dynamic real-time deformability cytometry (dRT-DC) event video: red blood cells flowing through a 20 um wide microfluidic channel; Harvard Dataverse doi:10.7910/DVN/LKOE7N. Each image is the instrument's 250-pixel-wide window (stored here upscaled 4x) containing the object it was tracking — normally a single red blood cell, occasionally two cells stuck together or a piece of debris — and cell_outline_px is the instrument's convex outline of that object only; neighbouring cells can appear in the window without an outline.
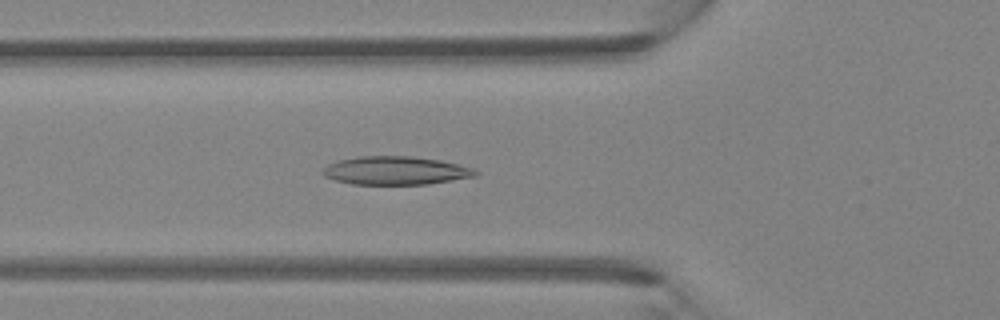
{"species": "Egyptian fruit bat (a non-hibernating species)", "species_latin": "Rousettus aegyptiacus", "temperature_condition": "room temperature", "stored_images_in_passage": 46, "camera_frame_rate_fps": 3000, "um_per_image_px": 0.085, "animal": {"sex": "female"}, "frame": {"image": 1, "passage_image": 16, "time_ms": 5.0, "image_size_px": [1000, 320], "cell_outline_px": [[480, 172], [476, 176], [428, 184], [352, 184], [336, 180], [324, 176], [320, 172], [328, 164], [336, 160], [360, 156], [412, 156], [440, 160], [472, 168]], "centroid_in_image_um": [33.6, 14.49], "position_along_channel_um": 92.2, "area_um2": 25.2}}
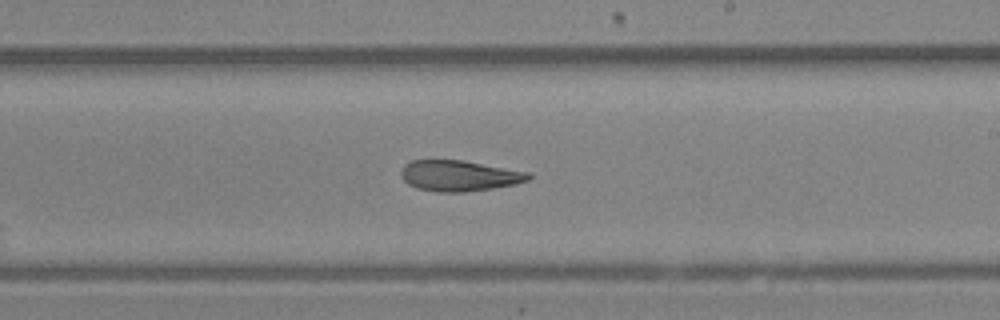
{"frame": {"image": 2, "passage_image": 27, "time_ms": 8.667, "image_size_px": [1000, 320], "cell_outline_px": [[532, 176], [528, 180], [516, 184], [492, 188], [464, 192], [436, 192], [416, 188], [408, 184], [400, 176], [400, 168], [404, 164], [412, 160], [460, 160], [528, 172]], "centroid_in_image_um": [38.97, 14.94], "position_along_channel_um": 250.0, "area_um2": 22.83}}
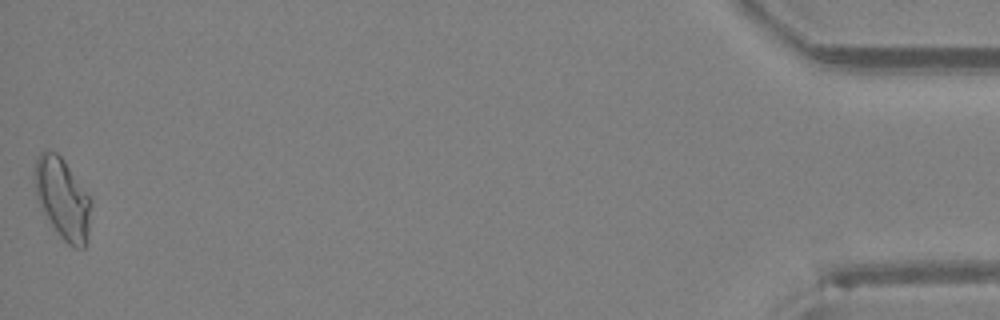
{"frame": {"image": 3, "passage_image": 46, "time_ms": 15.0, "image_size_px": [1000, 320], "cell_outline_px": [[92, 204], [88, 236], [84, 248], [76, 248], [68, 244], [60, 236], [40, 208], [36, 196], [36, 156], [40, 152], [48, 148], [56, 152], [64, 160], [92, 200]], "centroid_in_image_um": [5.34, 16.88], "position_along_channel_um": 429.9, "area_um2": 26.47}, "authors_computed_cell_mechanics": {"area_um2": 24.5939, "velocity_mm_per_s": 4.3255, "shape_relaxation_time_tau1_ms": 10.2255, "shape_relaxation_time_tau2_ms": 4.6688, "deformation_change_tau1": 0.2158, "deformation_change_tau2": 0.1224}}